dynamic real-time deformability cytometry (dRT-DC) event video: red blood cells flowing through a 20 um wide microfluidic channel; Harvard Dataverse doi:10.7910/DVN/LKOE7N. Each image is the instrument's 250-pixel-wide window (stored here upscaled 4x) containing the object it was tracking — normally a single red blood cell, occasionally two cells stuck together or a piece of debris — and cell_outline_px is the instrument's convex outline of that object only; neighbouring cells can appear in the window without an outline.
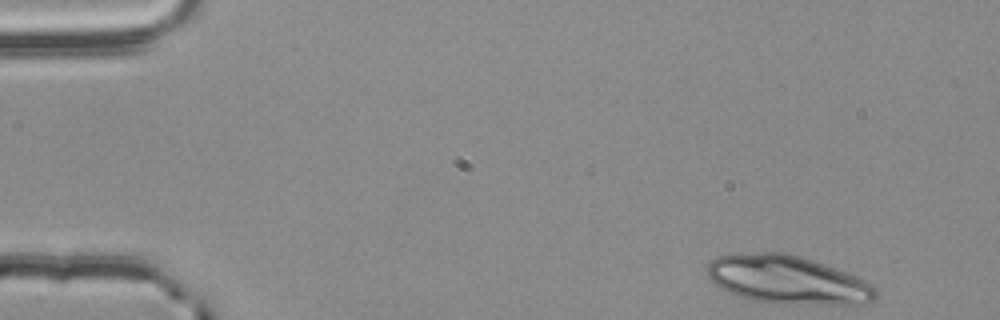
{"species": "common noctule bat (a hibernating species)", "species_latin": "Nyctalus noctula", "temperature_condition": "room temperature", "stored_images_in_passage": 25, "camera_frame_rate_fps": 3000, "um_per_image_px": 0.085, "animal": {"sex": "male", "body_mass_g": 20.4}, "frame": {"image": 1, "passage_image": 1, "time_ms": 0.0, "image_size_px": [1000, 320], "cell_outline_px": [[876, 300], [864, 304], [768, 304], [752, 300], [728, 292], [716, 284], [708, 276], [704, 268], [716, 256], [760, 252], [784, 252], [800, 256], [836, 268], [856, 276], [872, 284], [876, 288]], "centroid_in_image_um": [66.94, 23.79], "position_along_channel_um": 18.1, "area_um2": 47.69}}